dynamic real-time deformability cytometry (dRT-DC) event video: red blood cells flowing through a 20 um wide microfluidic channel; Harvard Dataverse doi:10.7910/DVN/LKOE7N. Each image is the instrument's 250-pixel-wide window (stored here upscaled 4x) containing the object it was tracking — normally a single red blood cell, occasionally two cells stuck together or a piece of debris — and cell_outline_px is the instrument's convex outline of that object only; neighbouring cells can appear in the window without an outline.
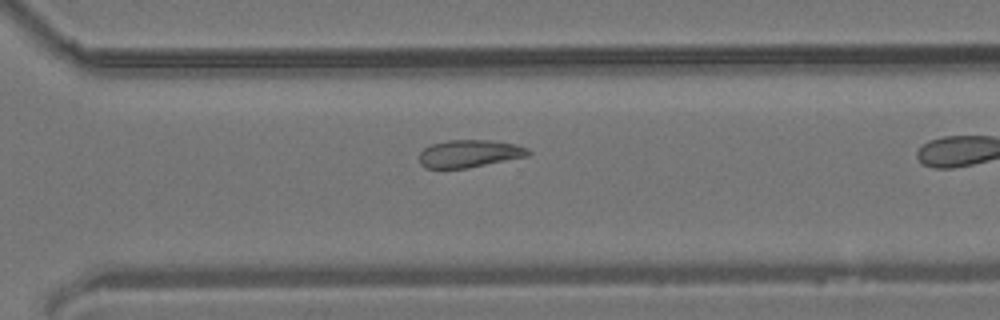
{"species": "common noctule bat (a hibernating species)", "species_latin": "Nyctalus noctula", "temperature_condition": "room temperature", "stored_images_in_passage": 25, "camera_frame_rate_fps": 3000, "um_per_image_px": 0.085, "animal": {"sex": "male", "body_mass_g": 19.2, "forearm_length_mm": 51.8}, "frame": {"image": 1, "passage_image": 18, "time_ms": 5.667, "image_size_px": [1000, 320], "cell_outline_px": [[532, 152], [528, 156], [468, 168], [424, 168], [420, 164], [420, 152], [424, 148], [432, 144], [448, 140], [488, 140], [516, 144], [528, 148]], "centroid_in_image_um": [39.91, 13.06], "position_along_channel_um": 330.7, "area_um2": 17.51}}